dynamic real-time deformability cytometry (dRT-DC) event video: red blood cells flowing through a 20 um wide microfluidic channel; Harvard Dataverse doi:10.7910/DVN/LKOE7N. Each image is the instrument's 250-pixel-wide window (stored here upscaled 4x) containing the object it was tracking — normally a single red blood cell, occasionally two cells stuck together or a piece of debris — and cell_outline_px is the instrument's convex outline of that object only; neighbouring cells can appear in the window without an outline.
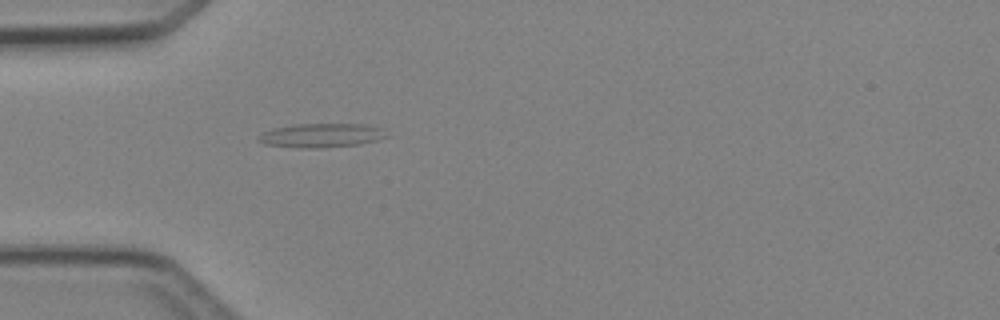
{"species": "Egyptian fruit bat (a non-hibernating species)", "species_latin": "Rousettus aegyptiacus", "temperature_condition": "cold", "stored_images_in_passage": 1, "camera_frame_rate_fps": 3000, "um_per_image_px": 0.085, "animal": {"sex": "female"}, "frame": {"image": 1, "passage_image": 1, "time_ms": 0.0, "image_size_px": [1000, 320], "cell_outline_px": [[388, 136], [380, 140], [360, 144], [320, 148], [300, 148], [264, 144], [256, 140], [256, 136], [272, 128], [296, 124], [364, 124], [380, 128]], "centroid_in_image_um": [27.28, 11.51], "position_along_channel_um": 57.7, "area_um2": 18.03}}